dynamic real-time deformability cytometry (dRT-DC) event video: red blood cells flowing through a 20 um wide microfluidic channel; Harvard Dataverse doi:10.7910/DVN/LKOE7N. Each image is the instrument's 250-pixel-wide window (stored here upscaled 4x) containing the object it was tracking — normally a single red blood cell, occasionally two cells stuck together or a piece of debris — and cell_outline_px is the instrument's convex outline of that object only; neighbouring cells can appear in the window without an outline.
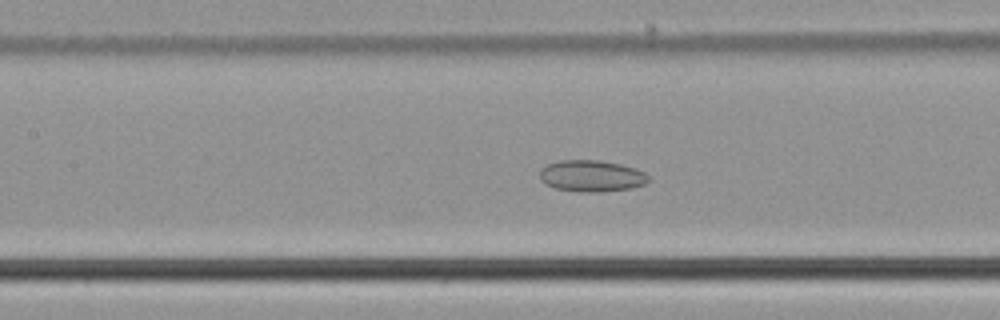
{"species": "common noctule bat (a hibernating species)", "species_latin": "Nyctalus noctula", "temperature_condition": "cold", "stored_images_in_passage": 55, "camera_frame_rate_fps": 3000, "um_per_image_px": 0.085, "animal": {"sex": "male", "body_mass_g": 21.5, "forearm_length_mm": 52.0}, "frame": {"image": 1, "passage_image": 25, "time_ms": 8.0, "image_size_px": [1000, 320], "cell_outline_px": [[648, 180], [644, 184], [632, 188], [600, 192], [584, 192], [556, 188], [544, 184], [540, 180], [540, 168], [548, 164], [560, 160], [596, 160], [620, 164], [644, 172], [648, 176]], "centroid_in_image_um": [50.24, 14.96], "position_along_channel_um": 157.2, "area_um2": 19.83}}
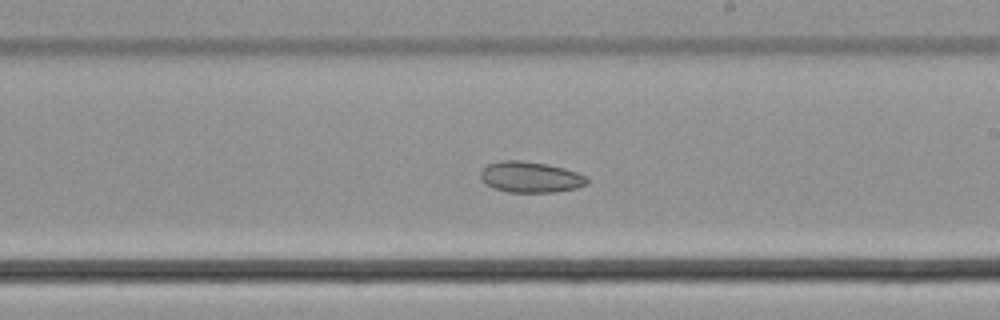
{"frame": {"image": 2, "passage_image": 32, "time_ms": 10.333, "image_size_px": [1000, 320], "cell_outline_px": [[588, 184], [576, 188], [556, 192], [508, 192], [484, 184], [480, 176], [480, 172], [488, 164], [500, 160], [520, 160], [544, 164], [564, 168], [588, 176]], "centroid_in_image_um": [45.09, 15.05], "position_along_channel_um": 243.9, "area_um2": 19.19}}
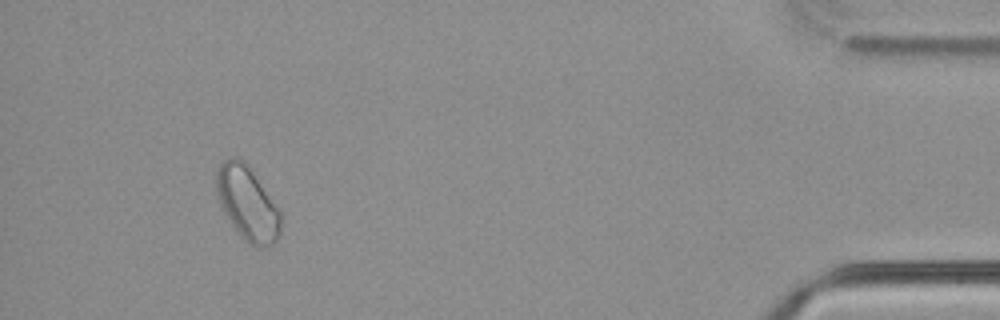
{"frame": {"image": 3, "passage_image": 51, "time_ms": 16.667, "image_size_px": [1000, 320], "cell_outline_px": [[280, 236], [272, 244], [260, 248], [244, 240], [240, 236], [224, 212], [216, 196], [216, 168], [224, 160], [232, 156], [236, 156], [244, 160], [248, 164], [280, 208]], "centroid_in_image_um": [21.03, 17.24], "position_along_channel_um": 414.2, "area_um2": 28.03}, "authors_computed_cell_mechanics": {"area_um2": 24.7962, "velocity_mm_per_s": 3.7258, "shape_relaxation_time_tau1_ms": null, "shape_relaxation_time_tau2_ms": 2.7177, "deformation_change_tau1": null, "deformation_change_tau2": 0.0436}}